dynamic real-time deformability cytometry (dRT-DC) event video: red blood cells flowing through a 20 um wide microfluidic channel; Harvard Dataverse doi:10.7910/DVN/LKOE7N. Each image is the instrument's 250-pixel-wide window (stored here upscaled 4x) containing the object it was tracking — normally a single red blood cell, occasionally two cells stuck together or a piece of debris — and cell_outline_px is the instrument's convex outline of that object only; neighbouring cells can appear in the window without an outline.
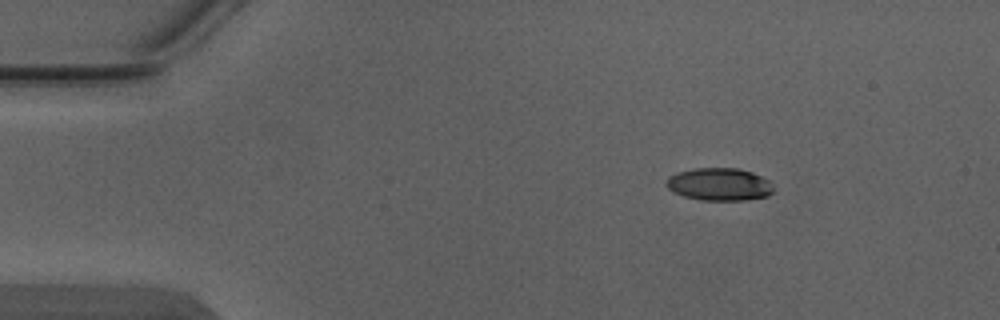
{"species": "Egyptian fruit bat (a non-hibernating species)", "species_latin": "Rousettus aegyptiacus", "temperature_condition": "warm", "stored_images_in_passage": 3, "camera_frame_rate_fps": 3000, "um_per_image_px": 0.085, "animal": {"sex": "male"}, "frame": {"image": 1, "passage_image": 1, "time_ms": 0.0, "image_size_px": [1000, 320], "cell_outline_px": [[772, 192], [768, 196], [744, 200], [700, 200], [684, 196], [672, 192], [664, 184], [664, 180], [668, 176], [676, 172], [692, 168], [736, 168], [752, 172], [768, 180], [772, 188]], "centroid_in_image_um": [61.06, 15.66], "position_along_channel_um": 23.9, "area_um2": 20.52}}